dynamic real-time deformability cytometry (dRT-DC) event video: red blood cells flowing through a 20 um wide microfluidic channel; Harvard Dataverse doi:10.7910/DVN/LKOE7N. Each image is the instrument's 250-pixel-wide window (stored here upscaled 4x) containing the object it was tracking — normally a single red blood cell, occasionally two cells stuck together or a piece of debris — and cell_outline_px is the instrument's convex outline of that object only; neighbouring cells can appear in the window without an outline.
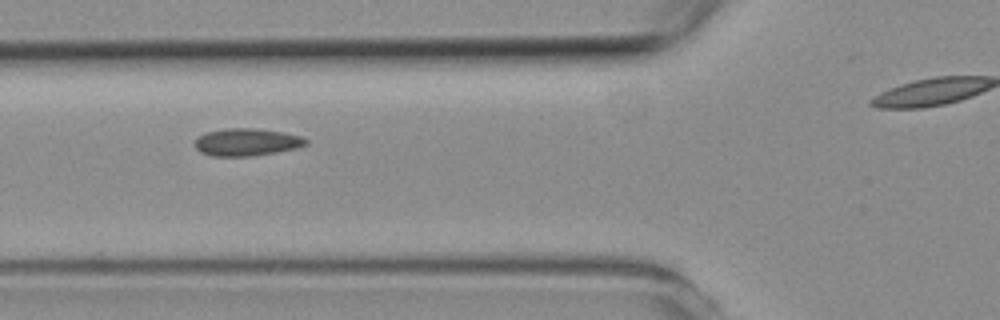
{"species": "common noctule bat (a hibernating species)", "species_latin": "Nyctalus noctula", "temperature_condition": "room temperature", "stored_images_in_passage": 6, "segment_of_instrument_passage": [1, 2], "camera_frame_rate_fps": 3000, "um_per_image_px": 0.085, "animal": {"sex": "female", "body_mass_g": 19.3, "forearm_length_mm": 54.1}, "frame": {"image": 1, "passage_image": 3, "time_ms": 2.333, "image_size_px": [1000, 320], "cell_outline_px": [[308, 144], [296, 148], [276, 152], [252, 156], [212, 156], [200, 152], [196, 148], [196, 140], [200, 136], [208, 132], [224, 128], [256, 128], [284, 132], [300, 136], [308, 140]], "centroid_in_image_um": [21.0, 12.08], "position_along_channel_um": 104.8, "area_um2": 17.69}}
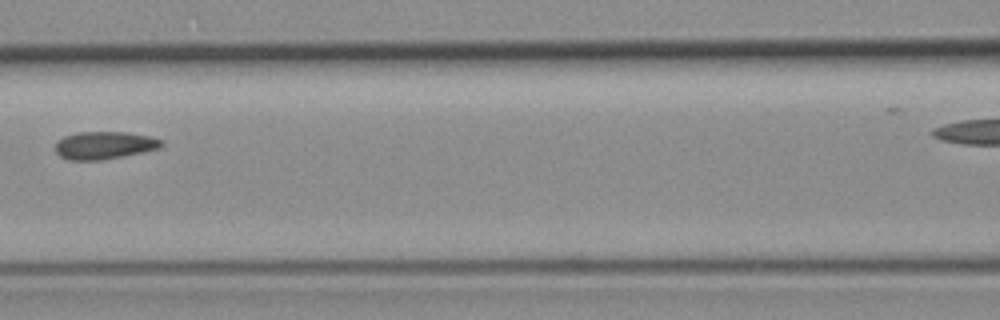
{"frame": {"image": 2, "passage_image": 4, "time_ms": 3.667, "image_size_px": [1000, 320], "cell_outline_px": [[164, 144], [160, 148], [144, 152], [104, 160], [68, 160], [60, 156], [56, 152], [56, 140], [64, 136], [76, 132], [124, 132], [148, 136], [164, 140]], "centroid_in_image_um": [8.87, 12.35], "position_along_channel_um": 157.7, "area_um2": 17.28}}
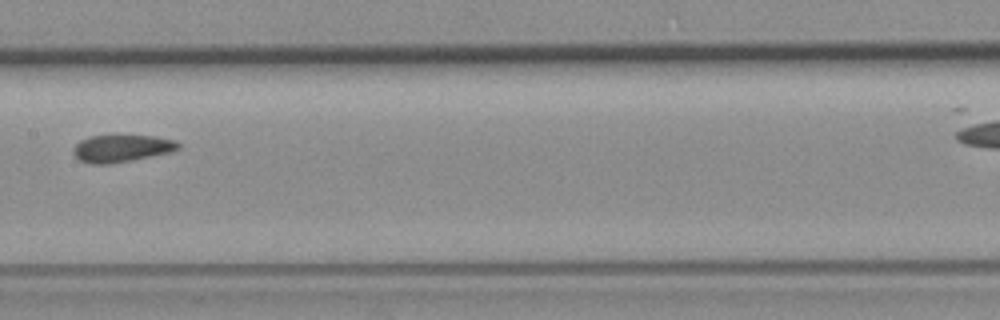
{"frame": {"image": 3, "passage_image": 5, "time_ms": 4.667, "image_size_px": [1000, 320], "cell_outline_px": [[180, 148], [168, 152], [132, 160], [112, 164], [88, 164], [80, 160], [72, 152], [72, 148], [80, 140], [88, 136], [152, 136], [176, 140], [180, 144]], "centroid_in_image_um": [10.29, 12.62], "position_along_channel_um": 197.1, "area_um2": 16.59}}